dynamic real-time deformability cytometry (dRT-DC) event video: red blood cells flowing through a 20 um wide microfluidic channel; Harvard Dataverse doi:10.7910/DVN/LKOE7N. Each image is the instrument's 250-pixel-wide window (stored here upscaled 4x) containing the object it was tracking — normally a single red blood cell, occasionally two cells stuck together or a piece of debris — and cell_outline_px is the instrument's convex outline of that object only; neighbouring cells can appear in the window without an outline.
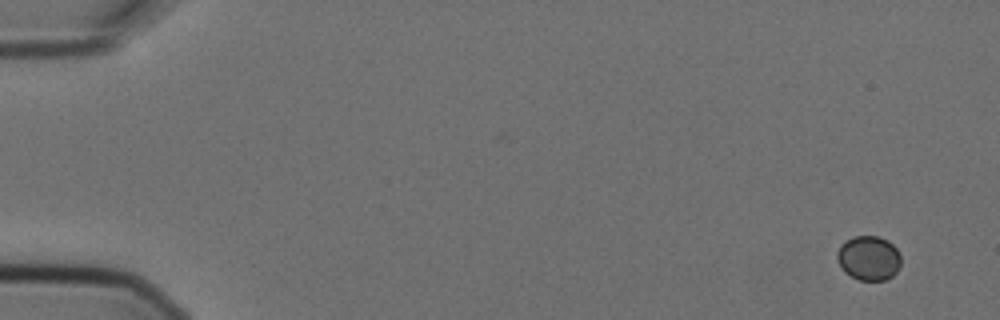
{"species": "Egyptian fruit bat (a non-hibernating species)", "species_latin": "Rousettus aegyptiacus", "temperature_condition": "cold", "stored_images_in_passage": 6, "camera_frame_rate_fps": 3000, "um_per_image_px": 0.085, "animal": {"sex": "female"}, "frame": {"image": 1, "passage_image": 1, "time_ms": 0.0, "image_size_px": [1000, 320], "cell_outline_px": [[900, 264], [896, 272], [892, 276], [884, 280], [860, 280], [844, 272], [836, 256], [836, 252], [840, 244], [852, 236], [880, 236], [888, 240], [896, 248], [900, 256]], "centroid_in_image_um": [73.83, 21.91], "position_along_channel_um": 11.2, "area_um2": 16.59}}
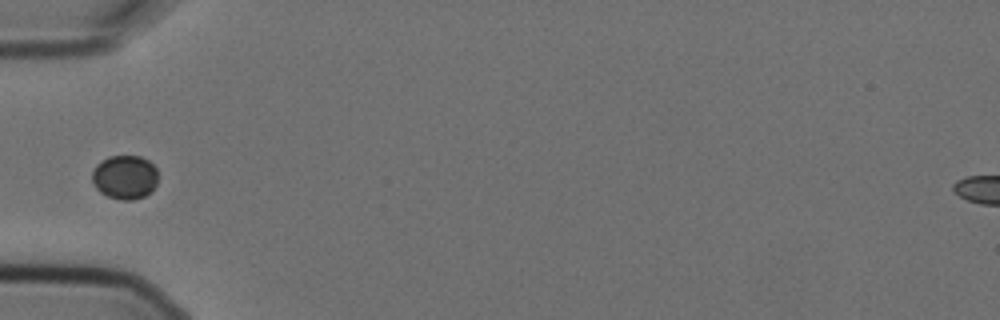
{"frame": {"image": 2, "passage_image": 5, "time_ms": 1.333, "image_size_px": [1000, 320], "cell_outline_px": [[156, 184], [152, 192], [144, 196], [132, 200], [120, 200], [108, 196], [100, 192], [92, 184], [92, 172], [96, 164], [100, 160], [108, 156], [140, 156], [148, 160], [156, 168]], "centroid_in_image_um": [10.58, 15.06], "position_along_channel_um": 74.4, "area_um2": 17.05}}